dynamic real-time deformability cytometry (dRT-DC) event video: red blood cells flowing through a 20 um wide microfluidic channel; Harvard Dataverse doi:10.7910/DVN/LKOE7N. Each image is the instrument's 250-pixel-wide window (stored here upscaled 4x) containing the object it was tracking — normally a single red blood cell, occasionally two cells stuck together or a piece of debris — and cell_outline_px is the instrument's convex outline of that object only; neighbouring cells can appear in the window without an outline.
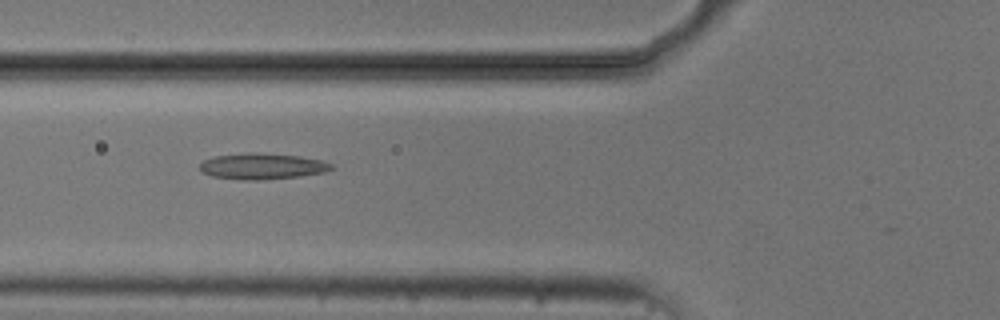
{"species": "common noctule bat (a hibernating species)", "species_latin": "Nyctalus noctula", "temperature_condition": "cold", "stored_images_in_passage": 5, "camera_frame_rate_fps": 3000, "um_per_image_px": 0.085, "animal": {"sex": "male", "body_mass_g": 20.5, "forearm_length_mm": 52.5}, "frame": {"image": 1, "passage_image": 3, "time_ms": 2.333, "image_size_px": [1000, 320], "cell_outline_px": [[336, 168], [324, 172], [300, 176], [256, 180], [244, 180], [212, 176], [204, 172], [200, 168], [200, 164], [204, 160], [216, 156], [248, 152], [256, 152], [300, 156], [320, 160], [332, 164]], "centroid_in_image_um": [22.32, 14.12], "position_along_channel_um": 103.5, "area_um2": 19.83}}
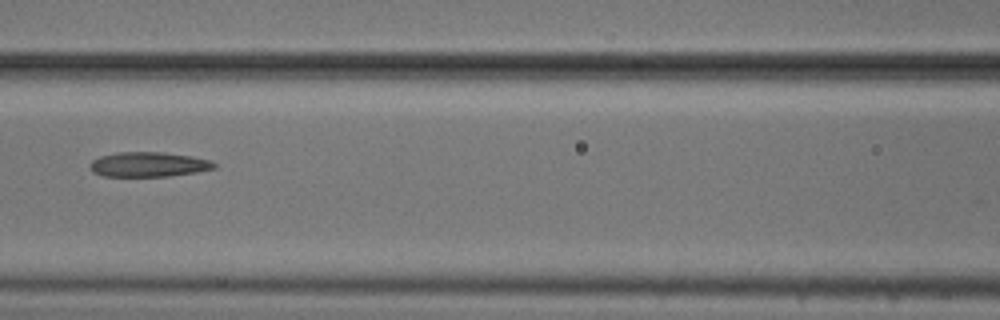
{"frame": {"image": 2, "passage_image": 4, "time_ms": 3.667, "image_size_px": [1000, 320], "cell_outline_px": [[216, 168], [196, 172], [168, 176], [104, 176], [92, 172], [92, 160], [100, 156], [120, 152], [164, 152], [192, 156], [212, 160], [216, 164]], "centroid_in_image_um": [12.68, 13.97], "position_along_channel_um": 153.9, "area_um2": 17.86}}
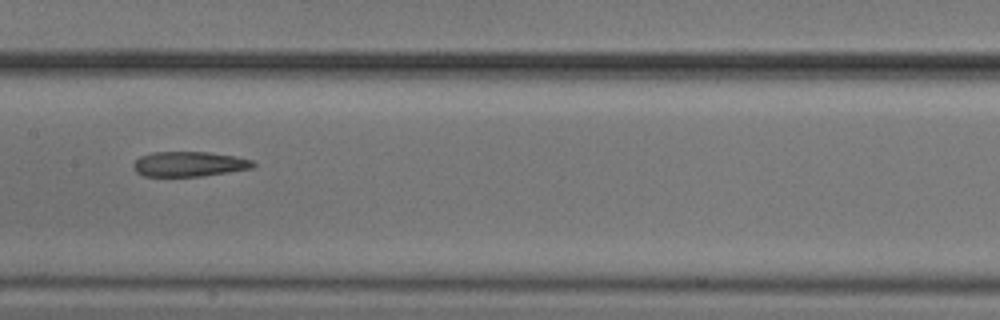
{"frame": {"image": 3, "passage_image": 5, "time_ms": 4.667, "image_size_px": [1000, 320], "cell_outline_px": [[256, 164], [252, 168], [204, 176], [144, 176], [136, 172], [132, 168], [132, 164], [140, 156], [152, 152], [208, 152], [236, 156], [252, 160]], "centroid_in_image_um": [16.06, 13.94], "position_along_channel_um": 191.3, "area_um2": 17.51}}